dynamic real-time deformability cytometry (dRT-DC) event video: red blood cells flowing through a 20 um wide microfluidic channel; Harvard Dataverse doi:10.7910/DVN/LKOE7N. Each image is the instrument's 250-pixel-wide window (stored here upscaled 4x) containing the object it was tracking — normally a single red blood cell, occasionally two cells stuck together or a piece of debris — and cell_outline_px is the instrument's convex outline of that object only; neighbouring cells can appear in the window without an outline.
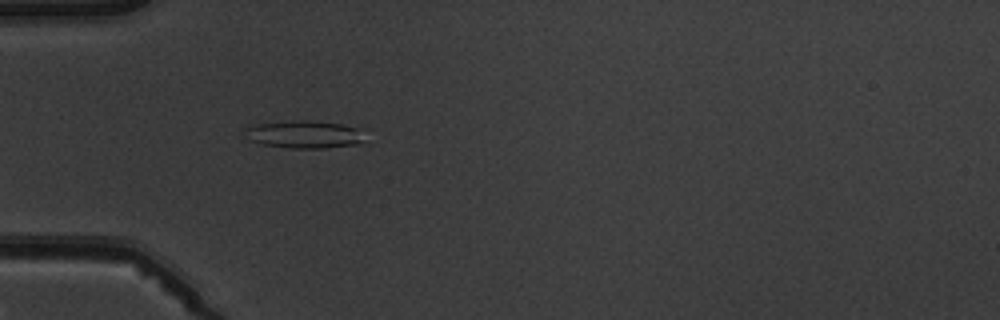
{"species": "common noctule bat (a hibernating species)", "species_latin": "Nyctalus noctula", "temperature_condition": "warm", "stored_images_in_passage": 1, "camera_frame_rate_fps": 3000, "um_per_image_px": 0.085, "animal": {"sex": "male", "body_mass_g": 19.5, "forearm_length_mm": 54.6}, "frame": {"image": 1, "passage_image": 1, "time_ms": 0.0, "image_size_px": [1000, 320], "cell_outline_px": [[360, 140], [356, 144], [324, 148], [292, 148], [260, 144], [252, 140], [244, 128], [260, 124], [296, 120], [308, 120], [340, 124], [356, 128]], "centroid_in_image_um": [25.8, 11.42], "position_along_channel_um": 59.2, "area_um2": 18.44}}